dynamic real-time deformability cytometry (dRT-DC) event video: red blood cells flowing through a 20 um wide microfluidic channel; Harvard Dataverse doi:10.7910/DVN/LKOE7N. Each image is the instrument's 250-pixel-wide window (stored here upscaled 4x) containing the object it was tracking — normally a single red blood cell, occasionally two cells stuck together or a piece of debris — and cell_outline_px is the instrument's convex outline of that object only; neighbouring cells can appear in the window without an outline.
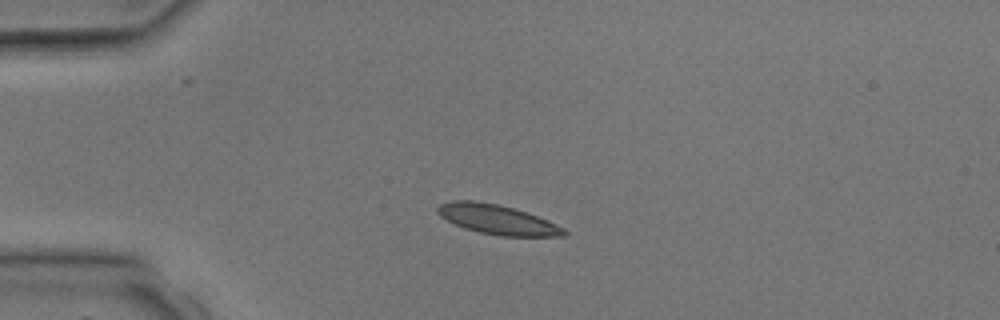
{"species": "common noctule bat (a hibernating species)", "species_latin": "Nyctalus noctula", "temperature_condition": "room temperature", "stored_images_in_passage": 2, "camera_frame_rate_fps": 3000, "um_per_image_px": 0.085, "animal": {"sex": "male", "body_mass_g": 17.9, "forearm_length_mm": 54.2}, "frame": {"image": 1, "passage_image": 2, "time_ms": 1.333, "image_size_px": [1000, 320], "cell_outline_px": [[568, 236], [500, 236], [480, 232], [464, 228], [440, 216], [436, 212], [436, 208], [440, 204], [452, 200], [472, 200], [496, 204], [512, 208], [548, 220], [564, 228], [568, 232]], "centroid_in_image_um": [42.27, 18.66], "position_along_channel_um": 42.7, "area_um2": 21.62}}